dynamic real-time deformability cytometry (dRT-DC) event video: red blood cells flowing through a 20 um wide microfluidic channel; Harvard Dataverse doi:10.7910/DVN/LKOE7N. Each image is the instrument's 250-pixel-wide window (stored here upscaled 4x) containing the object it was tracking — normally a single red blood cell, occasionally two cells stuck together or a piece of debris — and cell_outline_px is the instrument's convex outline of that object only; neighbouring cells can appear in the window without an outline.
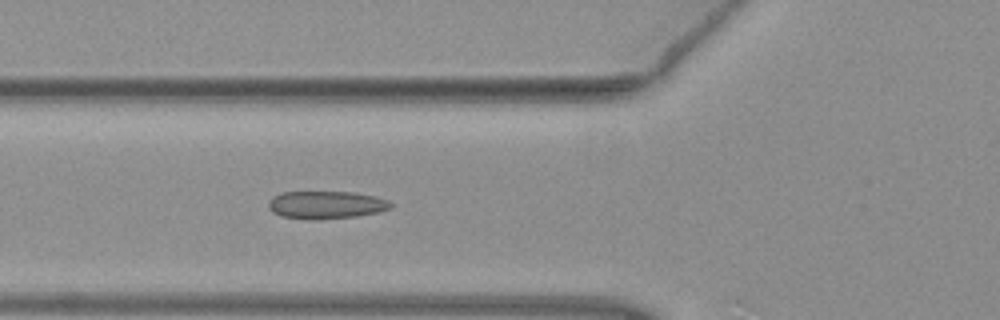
{"species": "common noctule bat (a hibernating species)", "species_latin": "Nyctalus noctula", "temperature_condition": "warm", "stored_images_in_passage": 4, "camera_frame_rate_fps": 3000, "um_per_image_px": 0.085, "animal": {"sex": "female", "body_mass_g": 19.3, "forearm_length_mm": 54.1}, "frame": {"image": 1, "passage_image": 4, "time_ms": 1.0, "image_size_px": [1000, 320], "cell_outline_px": [[392, 208], [380, 212], [356, 216], [320, 220], [312, 220], [280, 216], [272, 212], [268, 208], [268, 200], [272, 196], [284, 192], [352, 192], [376, 196], [388, 200], [392, 204]], "centroid_in_image_um": [27.71, 17.42], "position_along_channel_um": 98.1, "area_um2": 20.06}}